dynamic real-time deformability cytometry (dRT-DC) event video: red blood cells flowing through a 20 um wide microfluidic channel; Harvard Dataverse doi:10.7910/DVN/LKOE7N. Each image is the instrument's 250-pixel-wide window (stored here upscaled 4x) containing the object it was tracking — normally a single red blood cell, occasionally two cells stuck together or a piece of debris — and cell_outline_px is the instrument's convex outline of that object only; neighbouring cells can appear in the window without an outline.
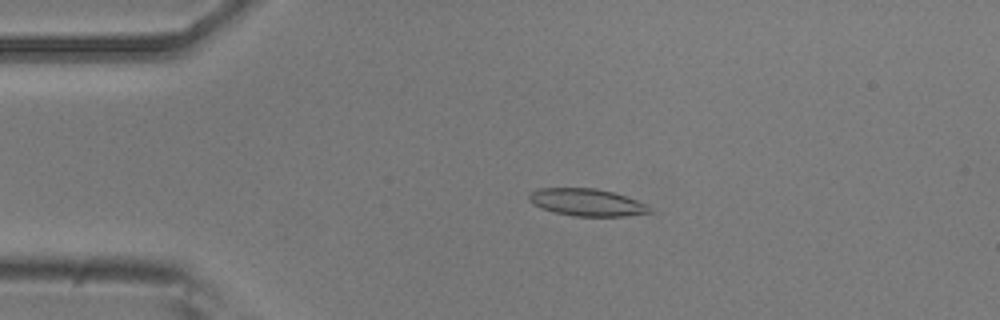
{"species": "common noctule bat (a hibernating species)", "species_latin": "Nyctalus noctula", "temperature_condition": "room temperature", "stored_images_in_passage": 49, "camera_frame_rate_fps": 3000, "um_per_image_px": 0.085, "animal": {"sex": "male", "body_mass_g": 20.5, "forearm_length_mm": 52.5}, "frame": {"image": 1, "passage_image": 8, "time_ms": 2.333, "image_size_px": [1000, 320], "cell_outline_px": [[652, 212], [624, 216], [572, 216], [540, 208], [532, 204], [528, 200], [528, 192], [536, 188], [596, 188], [612, 192], [648, 204]], "centroid_in_image_um": [49.82, 17.19], "position_along_channel_um": 35.2, "area_um2": 19.25}}
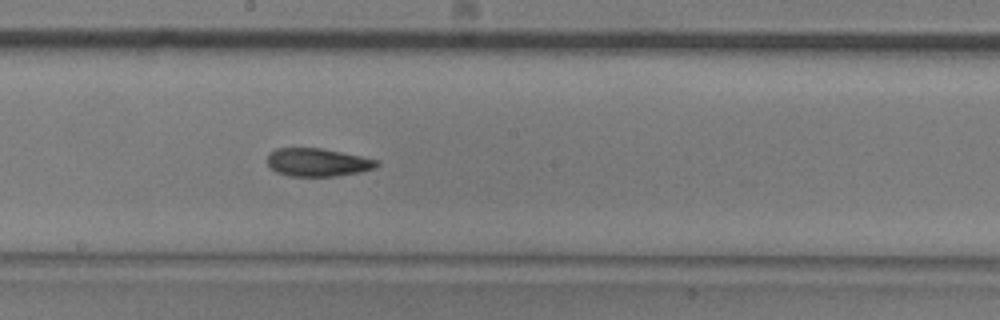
{"frame": {"image": 2, "passage_image": 25, "time_ms": 8.0, "image_size_px": [1000, 320], "cell_outline_px": [[380, 164], [376, 168], [360, 172], [336, 176], [288, 176], [276, 172], [268, 164], [268, 156], [276, 148], [320, 148], [380, 160]], "centroid_in_image_um": [27.04, 13.81], "position_along_channel_um": 221.2, "area_um2": 17.86}}
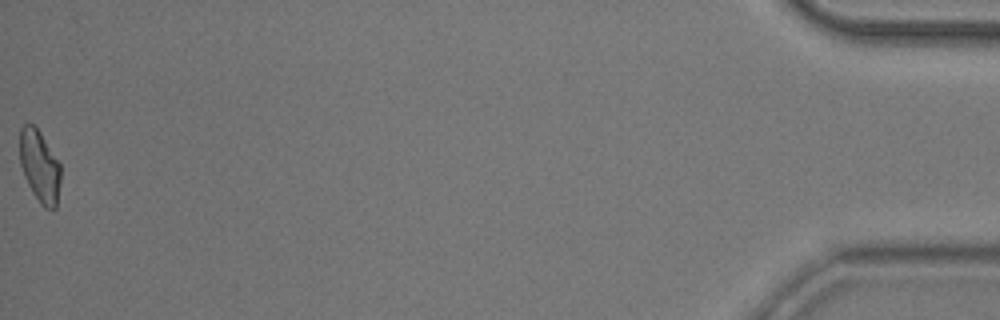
{"frame": {"image": 3, "passage_image": 49, "time_ms": 16.0, "image_size_px": [1000, 320], "cell_outline_px": [[60, 184], [56, 208], [44, 208], [40, 204], [32, 192], [24, 176], [20, 164], [20, 128], [24, 124], [32, 124], [40, 132], [60, 164]], "centroid_in_image_um": [3.36, 14.15], "position_along_channel_um": 431.8, "area_um2": 17.05}, "authors_computed_cell_mechanics": {"area_um2": 18.2648, "velocity_mm_per_s": 3.8963, "shape_relaxation_time_tau1_ms": 9.8153, "shape_relaxation_time_tau2_ms": 5.5845, "deformation_change_tau1": 0.2262, "deformation_change_tau2": 0.1435}}